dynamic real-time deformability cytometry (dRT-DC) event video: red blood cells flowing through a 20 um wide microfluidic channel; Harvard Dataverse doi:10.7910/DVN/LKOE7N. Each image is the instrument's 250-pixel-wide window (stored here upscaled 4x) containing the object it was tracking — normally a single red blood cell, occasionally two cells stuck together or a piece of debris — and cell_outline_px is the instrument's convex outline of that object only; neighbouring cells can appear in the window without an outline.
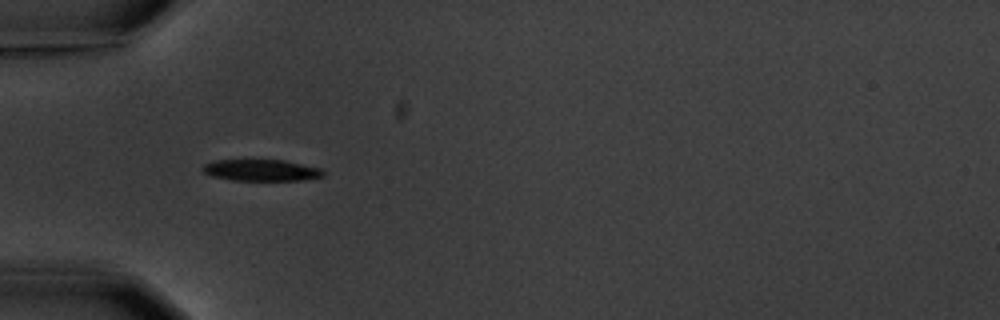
{"species": "common noctule bat (a hibernating species)", "species_latin": "Nyctalus noctula", "temperature_condition": "warm", "stored_images_in_passage": 5, "camera_frame_rate_fps": 3000, "um_per_image_px": 0.085, "animal": {"sex": "male", "body_mass_g": 20.1, "forearm_length_mm": 53.5}, "frame": {"image": 1, "passage_image": 5, "time_ms": 5.0, "image_size_px": [1000, 320], "cell_outline_px": [[324, 176], [300, 180], [232, 180], [212, 176], [204, 172], [200, 168], [204, 164], [216, 160], [284, 160], [320, 168], [324, 172]], "centroid_in_image_um": [22.18, 14.46], "position_along_channel_um": 62.8, "area_um2": 14.97}}